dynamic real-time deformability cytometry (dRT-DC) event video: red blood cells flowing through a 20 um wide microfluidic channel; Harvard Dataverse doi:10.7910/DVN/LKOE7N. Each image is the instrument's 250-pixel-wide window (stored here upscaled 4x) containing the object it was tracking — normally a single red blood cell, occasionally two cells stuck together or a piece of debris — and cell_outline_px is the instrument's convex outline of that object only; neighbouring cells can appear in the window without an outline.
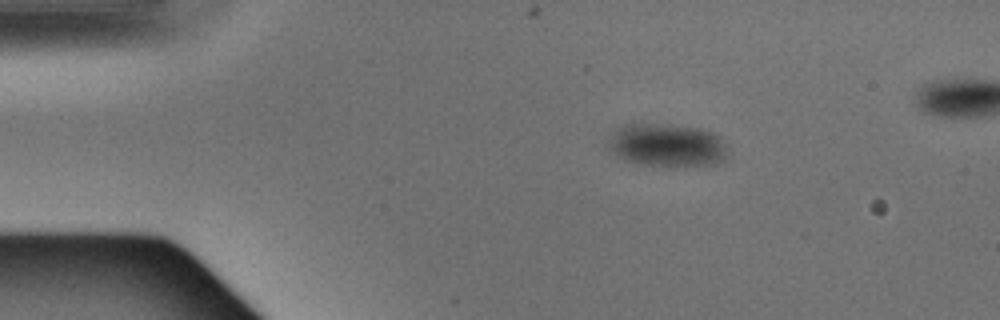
{"species": "Egyptian fruit bat (a non-hibernating species)", "species_latin": "Rousettus aegyptiacus", "temperature_condition": "warm", "stored_images_in_passage": 3, "camera_frame_rate_fps": 3000, "um_per_image_px": 0.085, "animal": {"sex": "male"}, "frame": {"image": 1, "passage_image": 1, "time_ms": 0.0, "image_size_px": [1000, 320], "cell_outline_px": [[728, 148], [724, 156], [716, 164], [640, 164], [628, 160], [612, 152], [608, 148], [608, 140], [616, 128], [624, 124], [672, 124], [700, 128], [712, 132], [720, 136]], "centroid_in_image_um": [56.68, 12.28], "position_along_channel_um": 28.3, "area_um2": 29.36}}
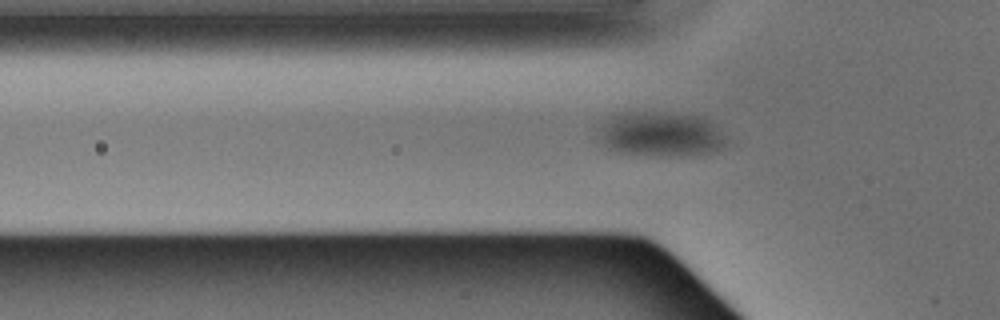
{"frame": {"image": 2, "passage_image": 3, "time_ms": 0.667, "image_size_px": [1000, 320], "cell_outline_px": [[732, 144], [708, 152], [680, 156], [672, 156], [624, 152], [608, 148], [600, 140], [600, 128], [604, 120], [620, 112], [668, 112], [704, 116], [716, 124]], "centroid_in_image_um": [56.25, 11.37], "position_along_channel_um": 69.5, "area_um2": 33.52}}